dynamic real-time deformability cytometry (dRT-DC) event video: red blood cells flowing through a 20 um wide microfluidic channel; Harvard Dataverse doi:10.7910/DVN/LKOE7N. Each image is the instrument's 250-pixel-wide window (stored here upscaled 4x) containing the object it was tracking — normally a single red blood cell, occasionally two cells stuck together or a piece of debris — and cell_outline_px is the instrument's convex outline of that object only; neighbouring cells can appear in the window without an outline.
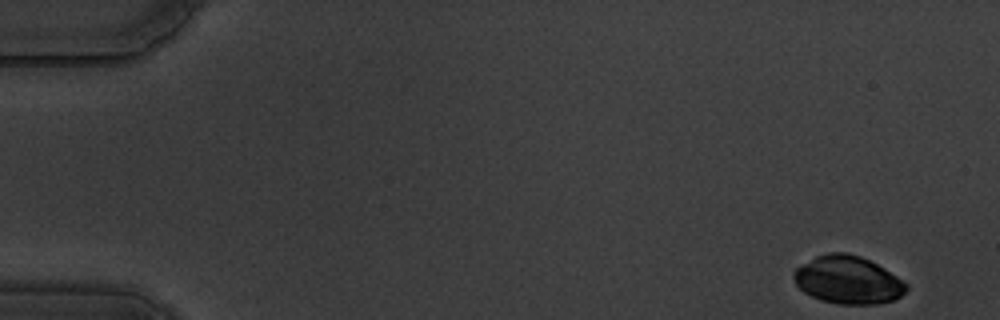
{"species": "common noctule bat (a hibernating species)", "species_latin": "Nyctalus noctula", "temperature_condition": "warm", "stored_images_in_passage": 8, "camera_frame_rate_fps": 3000, "um_per_image_px": 0.085, "animal": {"sex": "male", "body_mass_g": 19.5, "forearm_length_mm": 54.6}, "frame": {"image": 1, "passage_image": 1, "time_ms": 0.0, "image_size_px": [1000, 320], "cell_outline_px": [[908, 288], [900, 296], [892, 300], [876, 304], [836, 304], [820, 300], [804, 292], [796, 284], [792, 276], [792, 272], [796, 268], [816, 256], [828, 252], [848, 252], [860, 256], [884, 268], [908, 284]], "centroid_in_image_um": [72.05, 23.79], "position_along_channel_um": 13.0, "area_um2": 31.33}}